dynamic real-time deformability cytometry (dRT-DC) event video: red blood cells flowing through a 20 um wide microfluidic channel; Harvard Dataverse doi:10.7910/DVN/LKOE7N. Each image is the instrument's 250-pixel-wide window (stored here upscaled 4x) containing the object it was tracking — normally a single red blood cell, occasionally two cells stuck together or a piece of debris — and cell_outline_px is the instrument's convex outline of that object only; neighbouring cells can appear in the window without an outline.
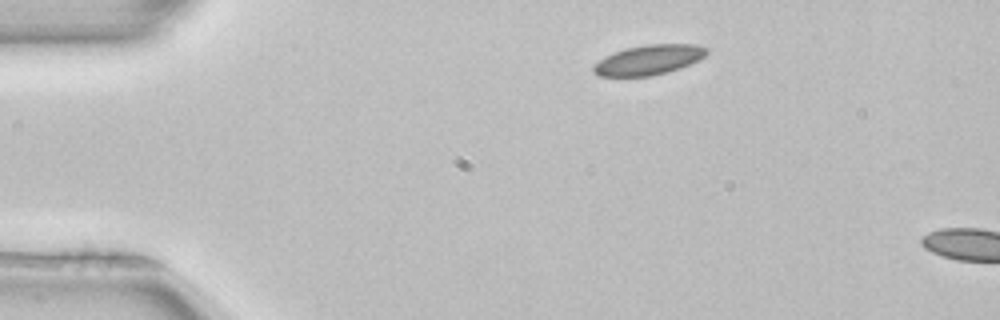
{"species": "common noctule bat (a hibernating species)", "species_latin": "Nyctalus noctula", "temperature_condition": "room temperature", "stored_images_in_passage": 4, "camera_frame_rate_fps": 3000, "um_per_image_px": 0.085, "animal": {"sex": "female", "body_mass_g": 22.7, "forearm_length_mm": 54.2}, "frame": {"image": 1, "passage_image": 1, "time_ms": 0.0, "image_size_px": [1000, 320], "cell_outline_px": [[708, 52], [704, 56], [680, 68], [652, 76], [600, 76], [592, 72], [592, 64], [604, 56], [624, 48], [648, 44], [696, 44], [708, 48]], "centroid_in_image_um": [55.08, 5.08], "position_along_channel_um": 29.9, "area_um2": 19.77}}